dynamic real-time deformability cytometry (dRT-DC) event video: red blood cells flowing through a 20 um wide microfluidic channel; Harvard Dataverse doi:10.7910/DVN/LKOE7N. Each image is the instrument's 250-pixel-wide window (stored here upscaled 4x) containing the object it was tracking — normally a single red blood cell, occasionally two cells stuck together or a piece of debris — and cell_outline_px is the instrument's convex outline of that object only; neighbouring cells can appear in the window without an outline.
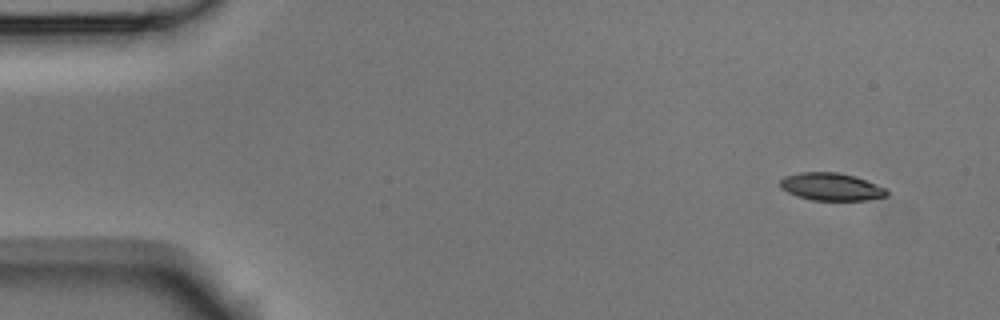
{"species": "Egyptian fruit bat (a non-hibernating species)", "species_latin": "Rousettus aegyptiacus", "temperature_condition": "room temperature", "stored_images_in_passage": 3, "camera_frame_rate_fps": 3000, "um_per_image_px": 0.085, "animal": {"sex": "male"}, "frame": {"image": 1, "passage_image": 1, "time_ms": 0.0, "image_size_px": [1000, 320], "cell_outline_px": [[888, 196], [868, 200], [812, 200], [796, 196], [780, 188], [780, 180], [784, 176], [800, 172], [836, 172], [856, 176], [888, 188]], "centroid_in_image_um": [70.68, 15.87], "position_along_channel_um": 14.3, "area_um2": 17.4}}